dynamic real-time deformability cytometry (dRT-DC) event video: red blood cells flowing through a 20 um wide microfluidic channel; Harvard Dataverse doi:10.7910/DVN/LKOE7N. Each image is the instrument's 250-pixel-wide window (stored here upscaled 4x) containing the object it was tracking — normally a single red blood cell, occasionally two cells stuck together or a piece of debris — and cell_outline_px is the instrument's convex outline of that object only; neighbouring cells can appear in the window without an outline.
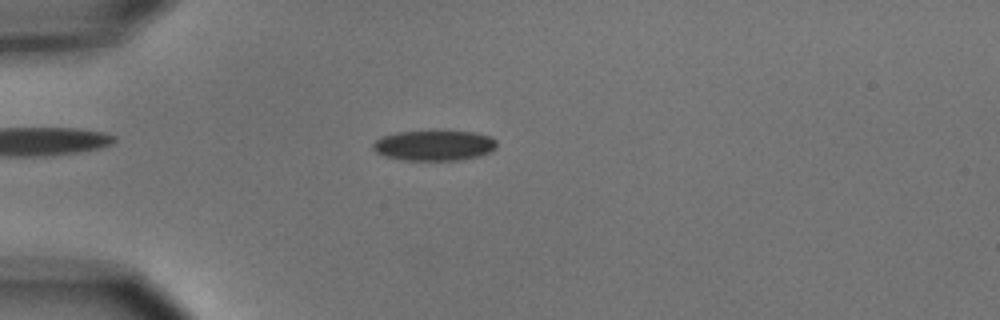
{"species": "common noctule bat (a hibernating species)", "species_latin": "Nyctalus noctula", "temperature_condition": "cold", "stored_images_in_passage": 8, "camera_frame_rate_fps": 3000, "um_per_image_px": 0.085, "animal": {"sex": "male", "body_mass_g": 15.6}, "frame": {"image": 1, "passage_image": 5, "time_ms": 4.667, "image_size_px": [1000, 320], "cell_outline_px": [[496, 148], [492, 152], [480, 156], [460, 160], [404, 160], [384, 156], [376, 152], [372, 148], [372, 144], [380, 136], [396, 132], [440, 128], [476, 132], [492, 136], [496, 140]], "centroid_in_image_um": [36.94, 12.31], "position_along_channel_um": 48.1, "area_um2": 23.12}}
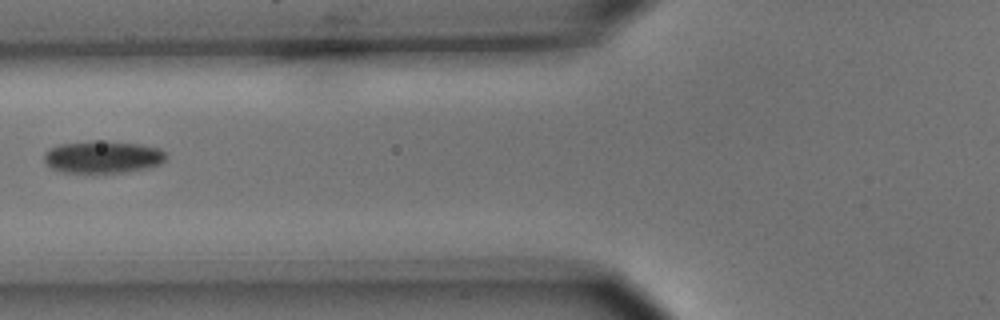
{"frame": {"image": 2, "passage_image": 7, "time_ms": 7.0, "image_size_px": [1000, 320], "cell_outline_px": [[164, 160], [160, 164], [148, 168], [124, 172], [92, 176], [64, 172], [52, 168], [44, 160], [44, 152], [48, 148], [60, 144], [92, 140], [140, 144], [160, 148], [164, 152]], "centroid_in_image_um": [8.68, 13.38], "position_along_channel_um": 117.1, "area_um2": 23.7}}
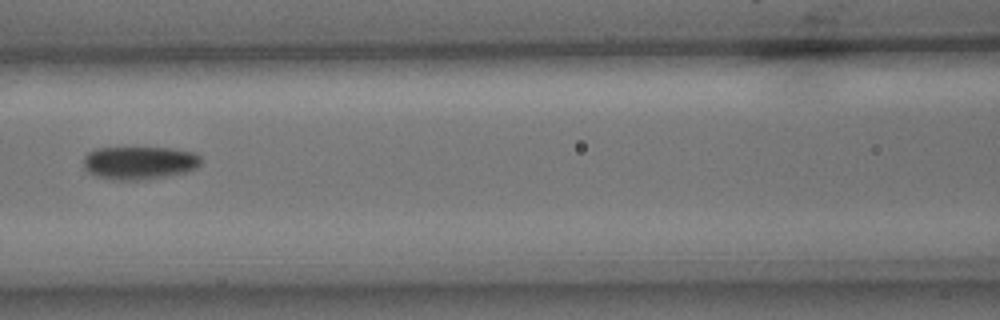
{"frame": {"image": 3, "passage_image": 8, "time_ms": 8.0, "image_size_px": [1000, 320], "cell_outline_px": [[200, 164], [196, 168], [188, 172], [168, 176], [136, 180], [112, 180], [96, 176], [88, 172], [84, 168], [84, 156], [88, 152], [96, 148], [172, 148], [196, 152], [200, 156]], "centroid_in_image_um": [11.85, 13.84], "position_along_channel_um": 154.7, "area_um2": 22.83}}